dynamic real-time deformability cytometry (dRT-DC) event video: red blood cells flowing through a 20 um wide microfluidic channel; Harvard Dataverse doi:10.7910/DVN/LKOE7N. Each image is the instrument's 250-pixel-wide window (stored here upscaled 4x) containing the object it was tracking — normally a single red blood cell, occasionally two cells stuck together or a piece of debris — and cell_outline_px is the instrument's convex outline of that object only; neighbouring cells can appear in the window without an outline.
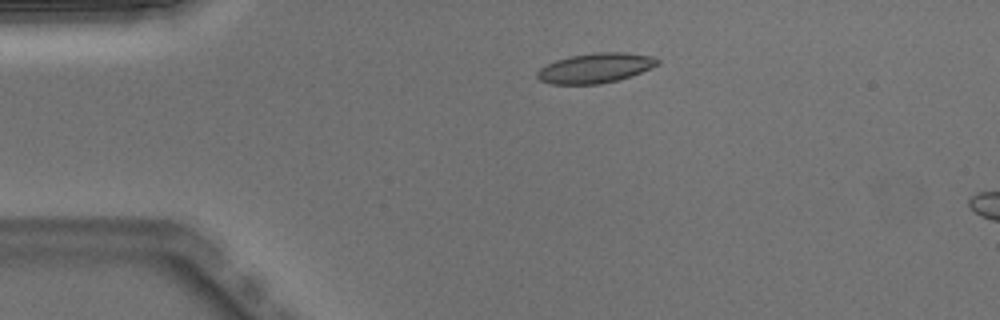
{"species": "Egyptian fruit bat (a non-hibernating species)", "species_latin": "Rousettus aegyptiacus", "temperature_condition": "warm", "stored_images_in_passage": 5, "camera_frame_rate_fps": 3000, "um_per_image_px": 0.085, "animal": {"sex": "male"}, "frame": {"image": 1, "passage_image": 1, "time_ms": 0.0, "image_size_px": [1000, 320], "cell_outline_px": [[660, 64], [640, 72], [616, 80], [600, 84], [552, 84], [540, 80], [536, 76], [536, 72], [540, 68], [556, 60], [568, 56], [596, 52], [624, 52], [652, 56], [660, 60]], "centroid_in_image_um": [50.59, 5.77], "position_along_channel_um": 34.4, "area_um2": 20.81}}